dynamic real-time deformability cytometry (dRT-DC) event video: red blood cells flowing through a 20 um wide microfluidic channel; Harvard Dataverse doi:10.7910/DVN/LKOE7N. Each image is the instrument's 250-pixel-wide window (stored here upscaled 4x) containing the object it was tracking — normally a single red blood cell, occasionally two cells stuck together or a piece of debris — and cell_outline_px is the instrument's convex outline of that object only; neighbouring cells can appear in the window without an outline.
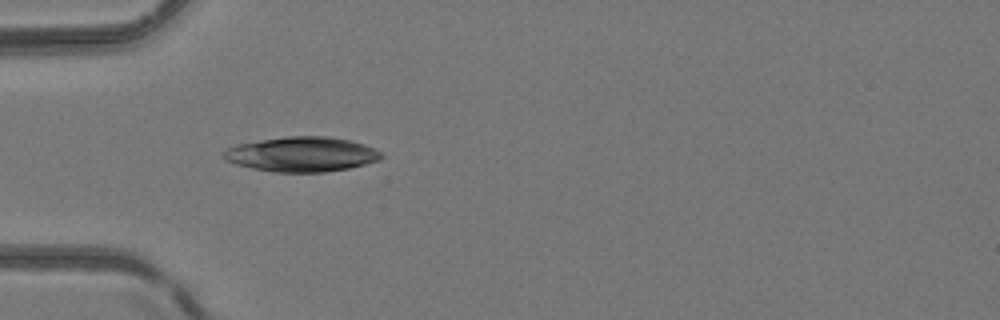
{"species": "common noctule bat (a hibernating species)", "species_latin": "Nyctalus noctula", "temperature_condition": "room temperature", "stored_images_in_passage": 2, "camera_frame_rate_fps": 3000, "um_per_image_px": 0.085, "animal": {"sex": "female", "body_mass_g": 24.6, "forearm_length_mm": 56.2}, "frame": {"image": 1, "passage_image": 2, "time_ms": 1.0, "image_size_px": [1000, 320], "cell_outline_px": [[384, 156], [380, 160], [348, 168], [324, 172], [276, 172], [252, 168], [236, 164], [224, 160], [220, 152], [236, 144], [260, 140], [288, 136], [328, 136], [348, 140], [364, 144], [380, 152]], "centroid_in_image_um": [25.6, 13.11], "position_along_channel_um": 59.4, "area_um2": 31.96}}